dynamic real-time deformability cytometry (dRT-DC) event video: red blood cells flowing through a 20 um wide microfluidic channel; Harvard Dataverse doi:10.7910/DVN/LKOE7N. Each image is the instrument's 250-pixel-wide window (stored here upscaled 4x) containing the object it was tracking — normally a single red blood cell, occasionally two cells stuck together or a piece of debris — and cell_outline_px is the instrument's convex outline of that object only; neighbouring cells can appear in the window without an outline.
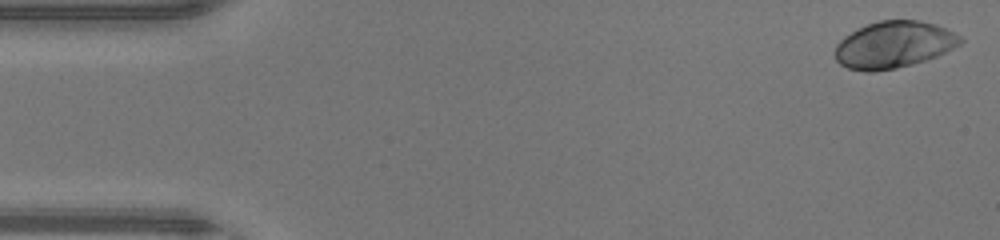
{"species": "human", "species_latin": "Homo sapiens", "temperature_condition": "warm", "stored_images_in_passage": 25, "camera_frame_rate_fps": 3000, "um_per_image_px": 0.085, "donor": {"sex": "male"}, "frame": {"image": 1, "passage_image": 1, "time_ms": 0.0, "image_size_px": [1000, 240], "cell_outline_px": [[964, 40], [960, 44], [936, 56], [912, 64], [896, 68], [872, 72], [864, 72], [848, 68], [840, 64], [836, 60], [836, 44], [844, 36], [868, 24], [880, 20], [920, 20], [936, 24], [960, 36]], "centroid_in_image_um": [75.96, 3.8], "position_along_channel_um": 9.0, "area_um2": 33.87}}
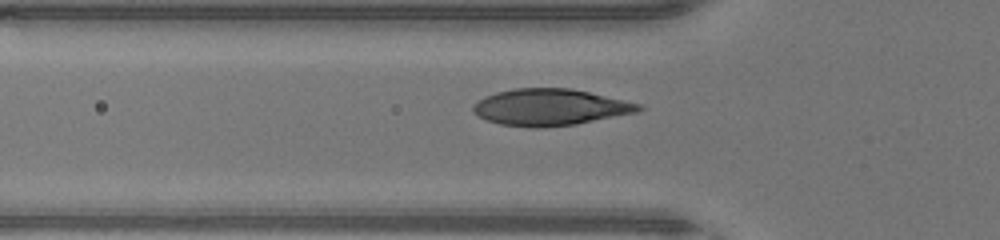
{"frame": {"image": 2, "passage_image": 15, "time_ms": 4.667, "image_size_px": [1000, 240], "cell_outline_px": [[644, 108], [640, 112], [576, 124], [544, 128], [532, 128], [500, 124], [488, 120], [472, 112], [472, 104], [484, 96], [496, 92], [516, 88], [572, 88], [644, 104]], "centroid_in_image_um": [46.8, 9.11], "position_along_channel_um": 79.0, "area_um2": 35.72}}
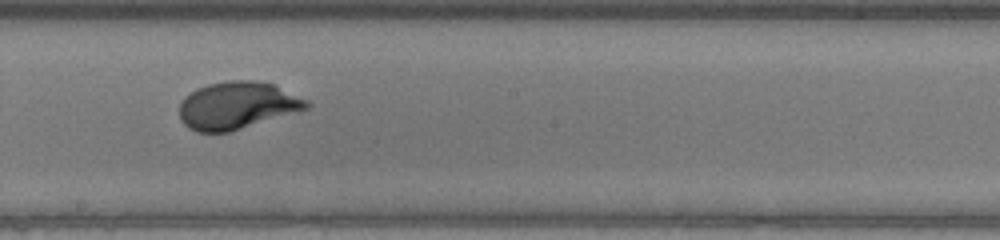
{"frame": {"image": 3, "passage_image": 25, "time_ms": 8.0, "image_size_px": [1000, 240], "cell_outline_px": [[312, 104], [308, 108], [228, 132], [196, 132], [188, 128], [180, 120], [180, 104], [184, 96], [196, 88], [208, 84], [232, 80], [252, 80], [276, 84], [308, 100]], "centroid_in_image_um": [20.15, 8.95], "position_along_channel_um": 228.1, "area_um2": 35.08}}